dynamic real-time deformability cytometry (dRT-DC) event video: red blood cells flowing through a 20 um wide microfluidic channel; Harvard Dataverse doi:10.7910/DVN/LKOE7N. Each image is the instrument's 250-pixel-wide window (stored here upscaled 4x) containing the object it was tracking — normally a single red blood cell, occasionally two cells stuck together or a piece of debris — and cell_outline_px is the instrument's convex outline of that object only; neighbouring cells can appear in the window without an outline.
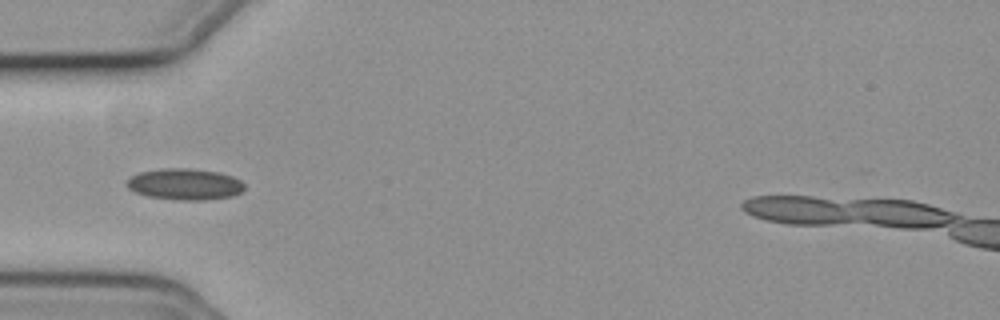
{"species": "common noctule bat (a hibernating species)", "species_latin": "Nyctalus noctula", "temperature_condition": "cold", "stored_images_in_passage": 24, "camera_frame_rate_fps": 3000, "um_per_image_px": 0.085, "animal": {"sex": "female", "body_mass_g": 19.3, "forearm_length_mm": 54.1}, "frame": {"image": 1, "passage_image": 1, "time_ms": 0.0, "image_size_px": [1000, 320], "cell_outline_px": [[244, 188], [240, 192], [232, 196], [204, 200], [180, 200], [148, 196], [136, 192], [128, 188], [128, 180], [132, 176], [140, 172], [160, 168], [188, 168], [220, 172], [232, 176], [240, 180], [244, 184]], "centroid_in_image_um": [15.73, 15.65], "position_along_channel_um": 69.3, "area_um2": 21.33}}
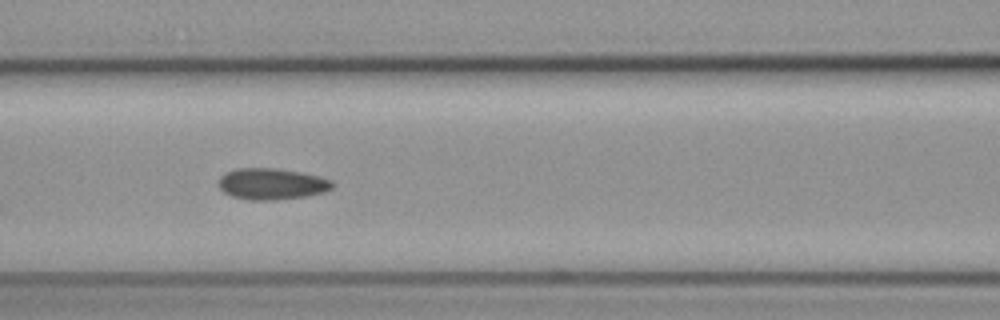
{"frame": {"image": 2, "passage_image": 7, "time_ms": 2.0, "image_size_px": [1000, 320], "cell_outline_px": [[332, 188], [324, 192], [304, 196], [276, 200], [248, 200], [232, 196], [224, 192], [220, 188], [220, 176], [236, 168], [276, 168], [300, 172], [320, 176], [332, 180]], "centroid_in_image_um": [23.1, 15.63], "position_along_channel_um": 143.5, "area_um2": 20.63}}
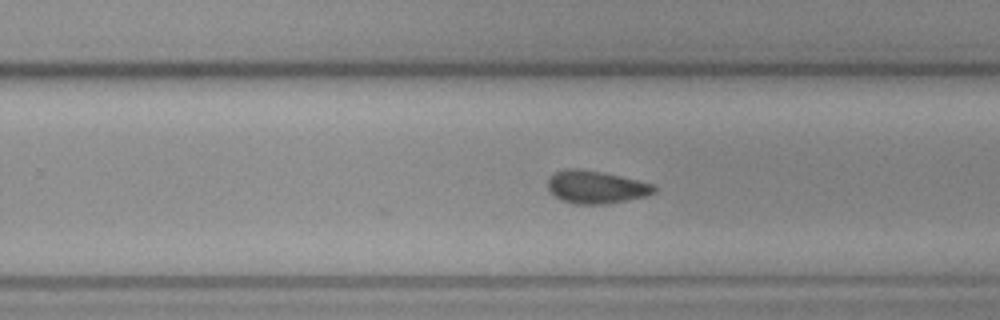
{"frame": {"image": 3, "passage_image": 18, "time_ms": 5.667, "image_size_px": [1000, 320], "cell_outline_px": [[656, 192], [644, 196], [608, 204], [576, 204], [560, 200], [548, 188], [548, 180], [556, 172], [568, 168], [576, 168], [600, 172], [620, 176], [652, 184], [656, 188]], "centroid_in_image_um": [50.65, 15.91], "position_along_channel_um": 279.2, "area_um2": 19.94}}